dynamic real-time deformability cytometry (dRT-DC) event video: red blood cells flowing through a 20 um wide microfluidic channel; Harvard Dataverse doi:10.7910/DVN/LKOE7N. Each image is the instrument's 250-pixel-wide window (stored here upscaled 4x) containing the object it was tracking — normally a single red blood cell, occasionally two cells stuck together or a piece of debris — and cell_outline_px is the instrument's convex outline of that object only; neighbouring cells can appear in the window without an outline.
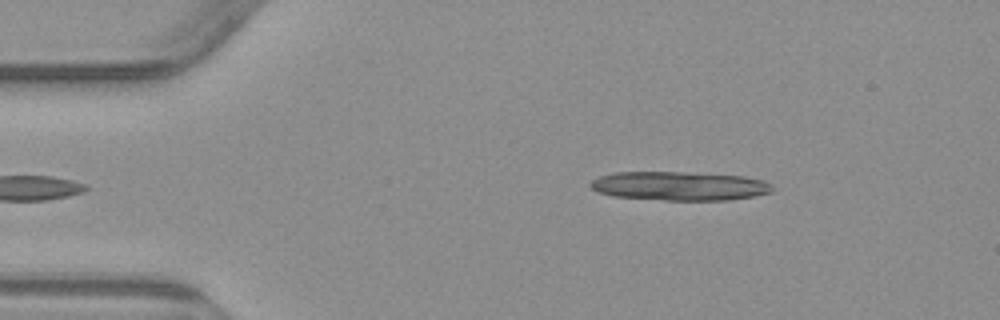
{"species": "common noctule bat (a hibernating species)", "species_latin": "Nyctalus noctula", "temperature_condition": "warm", "stored_images_in_passage": 5, "camera_frame_rate_fps": 3000, "um_per_image_px": 0.085, "animal": {"sex": "male", "body_mass_g": 23.1, "forearm_length_mm": 52.7}, "frame": {"image": 1, "passage_image": 5, "time_ms": 5.0, "image_size_px": [1000, 320], "cell_outline_px": [[776, 188], [772, 192], [756, 196], [728, 200], [664, 200], [612, 196], [596, 192], [588, 184], [592, 180], [600, 176], [616, 172], [684, 172], [744, 176], [764, 180], [772, 184]], "centroid_in_image_um": [57.79, 15.81], "position_along_channel_um": 27.2, "area_um2": 30.92}}